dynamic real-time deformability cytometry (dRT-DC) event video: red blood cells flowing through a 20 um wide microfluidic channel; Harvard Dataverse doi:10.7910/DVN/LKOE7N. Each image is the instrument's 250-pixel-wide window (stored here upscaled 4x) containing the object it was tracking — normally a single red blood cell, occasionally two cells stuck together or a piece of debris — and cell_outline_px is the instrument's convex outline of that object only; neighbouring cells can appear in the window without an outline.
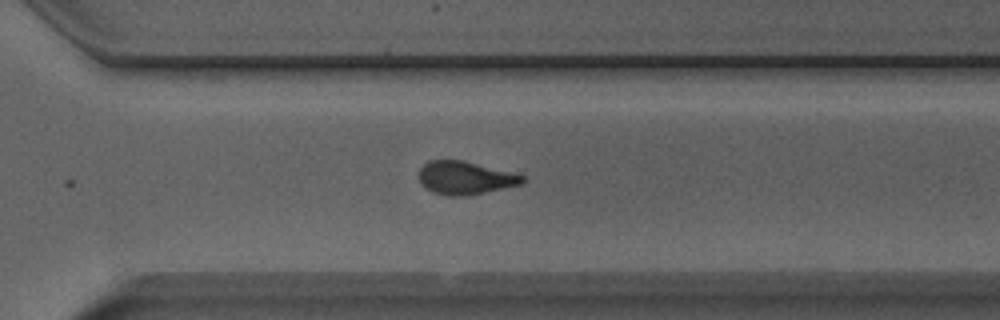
{"species": "Egyptian fruit bat (a non-hibernating species)", "species_latin": "Rousettus aegyptiacus", "temperature_condition": "room temperature", "stored_images_in_passage": 13, "segment_of_instrument_passage": [1, 2], "camera_frame_rate_fps": 3000, "um_per_image_px": 0.085, "animal": {"sex": "male"}, "frame": {"image": 1, "passage_image": 12, "time_ms": 3.667, "image_size_px": [1000, 320], "cell_outline_px": [[524, 180], [520, 184], [468, 196], [448, 196], [432, 192], [424, 188], [420, 184], [420, 168], [428, 160], [460, 160], [512, 172], [524, 176]], "centroid_in_image_um": [39.49, 15.13], "position_along_channel_um": 331.1, "area_um2": 19.83}}